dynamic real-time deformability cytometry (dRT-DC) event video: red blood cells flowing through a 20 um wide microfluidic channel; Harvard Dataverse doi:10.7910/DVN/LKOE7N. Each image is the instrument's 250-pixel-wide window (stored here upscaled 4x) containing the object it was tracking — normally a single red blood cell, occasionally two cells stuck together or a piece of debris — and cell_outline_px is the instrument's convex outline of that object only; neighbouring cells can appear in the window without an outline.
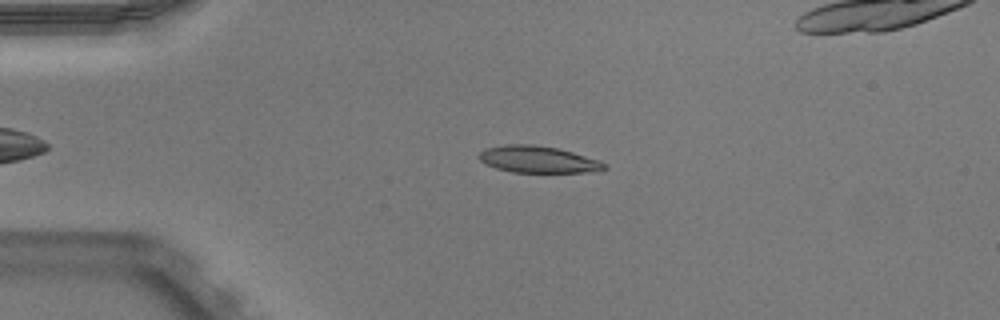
{"species": "Egyptian fruit bat (a non-hibernating species)", "species_latin": "Rousettus aegyptiacus", "temperature_condition": "warm", "stored_images_in_passage": 48, "camera_frame_rate_fps": 3000, "um_per_image_px": 0.085, "animal": {"sex": "male"}, "frame": {"image": 1, "passage_image": 8, "time_ms": 2.333, "image_size_px": [1000, 320], "cell_outline_px": [[608, 168], [584, 172], [512, 172], [496, 168], [484, 164], [476, 156], [484, 148], [504, 144], [536, 144], [556, 148], [572, 152], [600, 160], [608, 164]], "centroid_in_image_um": [45.68, 13.54], "position_along_channel_um": 39.3, "area_um2": 19.71}}
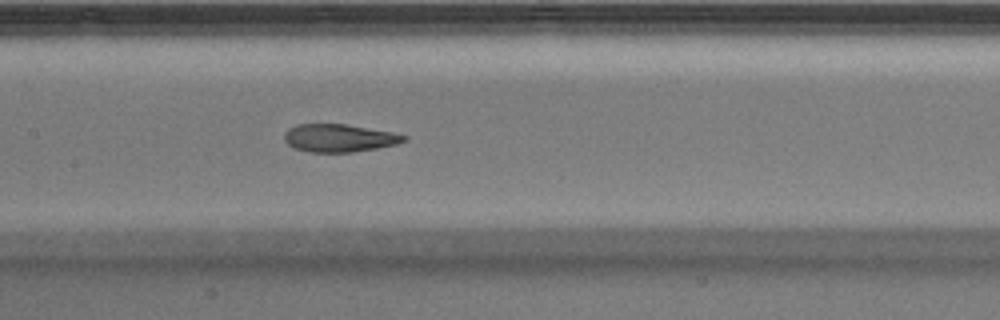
{"frame": {"image": 2, "passage_image": 21, "time_ms": 6.667, "image_size_px": [1000, 320], "cell_outline_px": [[408, 140], [396, 144], [376, 148], [352, 152], [308, 152], [296, 148], [288, 144], [284, 140], [284, 132], [288, 128], [296, 124], [344, 124], [392, 132], [408, 136]], "centroid_in_image_um": [28.81, 11.73], "position_along_channel_um": 178.6, "area_um2": 19.36}}
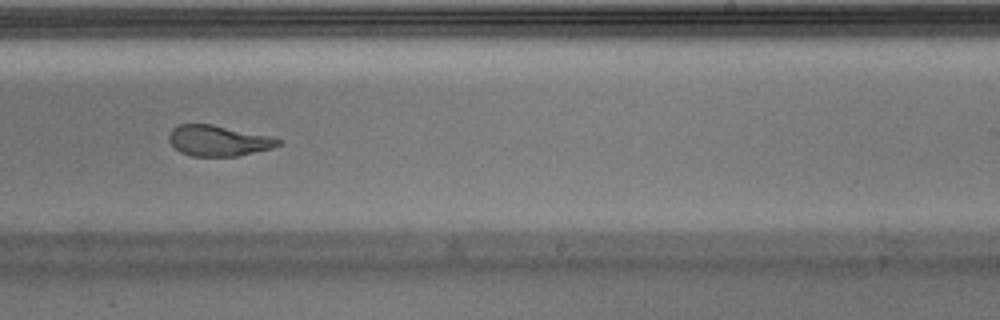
{"frame": {"image": 3, "passage_image": 28, "time_ms": 9.0, "image_size_px": [1000, 320], "cell_outline_px": [[280, 144], [272, 148], [236, 156], [192, 156], [180, 152], [168, 140], [168, 136], [172, 128], [180, 124], [212, 124], [268, 136], [280, 140]], "centroid_in_image_um": [18.51, 11.96], "position_along_channel_um": 270.5, "area_um2": 19.25}, "authors_computed_cell_mechanics": {"area_um2": 20.2589, "velocity_mm_per_s": 3.9549, "shape_relaxation_time_tau1_ms": 11.3436, "shape_relaxation_time_tau2_ms": 1.3686, "deformation_change_tau1": 0.3102, "deformation_change_tau2": 0.0832}}